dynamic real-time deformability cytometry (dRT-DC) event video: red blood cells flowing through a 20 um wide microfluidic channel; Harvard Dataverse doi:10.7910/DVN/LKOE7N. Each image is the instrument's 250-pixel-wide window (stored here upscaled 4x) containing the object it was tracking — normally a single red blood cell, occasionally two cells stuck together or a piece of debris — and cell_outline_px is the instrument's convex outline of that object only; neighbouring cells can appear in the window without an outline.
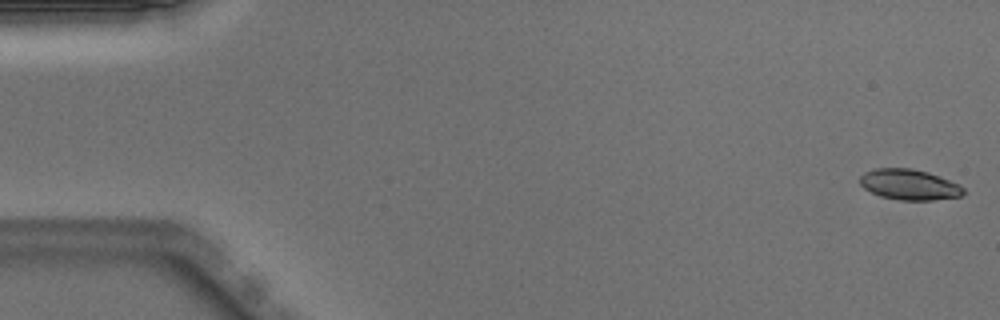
{"species": "Egyptian fruit bat (a non-hibernating species)", "species_latin": "Rousettus aegyptiacus", "temperature_condition": "warm", "stored_images_in_passage": 50, "camera_frame_rate_fps": 3000, "um_per_image_px": 0.085, "animal": {"sex": "male"}, "frame": {"image": 1, "passage_image": 1, "time_ms": 0.0, "image_size_px": [1000, 320], "cell_outline_px": [[964, 192], [960, 196], [932, 200], [900, 200], [880, 196], [864, 188], [860, 184], [860, 176], [864, 172], [872, 168], [912, 168], [928, 172], [948, 180], [964, 188]], "centroid_in_image_um": [77.23, 15.68], "position_along_channel_um": 7.8, "area_um2": 18.32}}
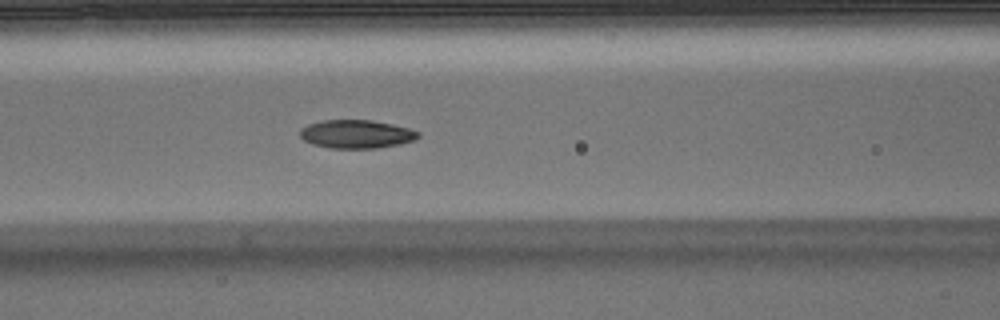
{"frame": {"image": 2, "passage_image": 21, "time_ms": 6.667, "image_size_px": [1000, 320], "cell_outline_px": [[420, 136], [416, 140], [376, 148], [332, 148], [312, 144], [304, 140], [300, 136], [300, 128], [308, 124], [320, 120], [372, 120], [392, 124], [408, 128], [420, 132]], "centroid_in_image_um": [30.28, 11.39], "position_along_channel_um": 136.3, "area_um2": 19.54}}
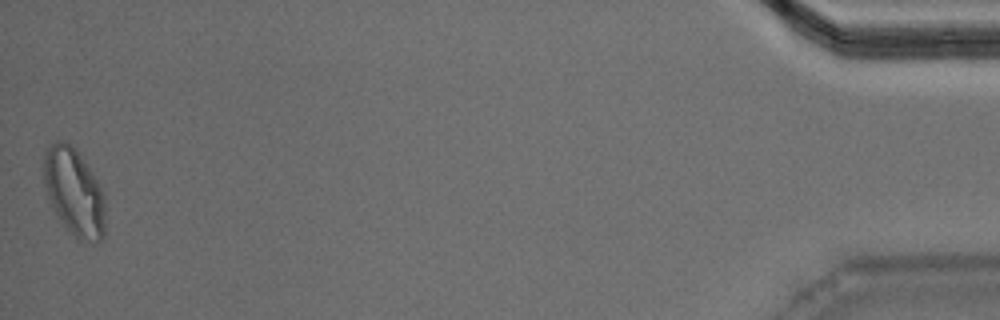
{"frame": {"image": 3, "passage_image": 50, "time_ms": 16.333, "image_size_px": [1000, 320], "cell_outline_px": [[104, 236], [100, 240], [80, 240], [64, 224], [56, 212], [48, 196], [44, 184], [44, 148], [48, 144], [56, 140], [64, 140], [72, 144], [76, 148], [84, 160], [96, 180], [104, 196]], "centroid_in_image_um": [6.28, 16.23], "position_along_channel_um": 428.9, "area_um2": 30.81}, "authors_computed_cell_mechanics": {"area_um2": 19.5364, "velocity_mm_per_s": 3.9997, "shape_relaxation_time_tau1_ms": 9.4572, "shape_relaxation_time_tau2_ms": 2.8766, "deformation_change_tau1": 0.2422, "deformation_change_tau2": 0.0779}}